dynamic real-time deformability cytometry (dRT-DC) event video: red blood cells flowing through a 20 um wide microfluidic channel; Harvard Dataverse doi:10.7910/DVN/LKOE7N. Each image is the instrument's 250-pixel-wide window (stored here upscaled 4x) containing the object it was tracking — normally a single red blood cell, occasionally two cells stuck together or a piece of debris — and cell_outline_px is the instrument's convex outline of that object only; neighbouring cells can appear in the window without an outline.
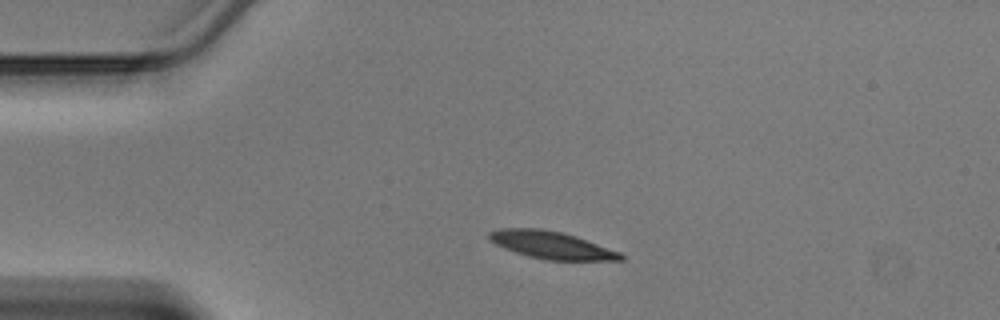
{"species": "Egyptian fruit bat (a non-hibernating species)", "species_latin": "Rousettus aegyptiacus", "temperature_condition": "warm", "stored_images_in_passage": 37, "camera_frame_rate_fps": 3000, "um_per_image_px": 0.085, "animal": {"sex": "male"}, "frame": {"image": 1, "passage_image": 1, "time_ms": 0.0, "image_size_px": [1000, 320], "cell_outline_px": [[624, 260], [548, 260], [528, 256], [504, 248], [488, 240], [488, 232], [500, 228], [540, 228], [560, 232], [576, 236], [620, 252], [624, 256]], "centroid_in_image_um": [46.84, 20.82], "position_along_channel_um": 38.2, "area_um2": 20.92}}
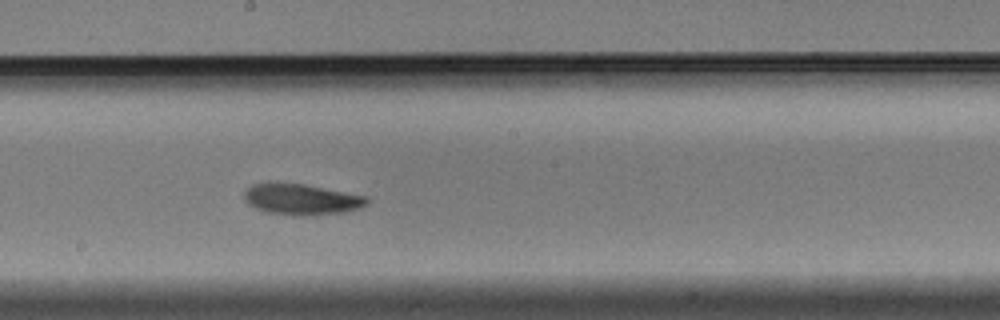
{"frame": {"image": 2, "passage_image": 16, "time_ms": 5.0, "image_size_px": [1000, 320], "cell_outline_px": [[368, 204], [360, 208], [348, 212], [308, 216], [296, 216], [268, 212], [256, 208], [248, 204], [244, 200], [244, 192], [252, 184], [268, 180], [272, 180], [304, 184], [368, 196]], "centroid_in_image_um": [25.6, 16.92], "position_along_channel_um": 222.6, "area_um2": 22.89}}
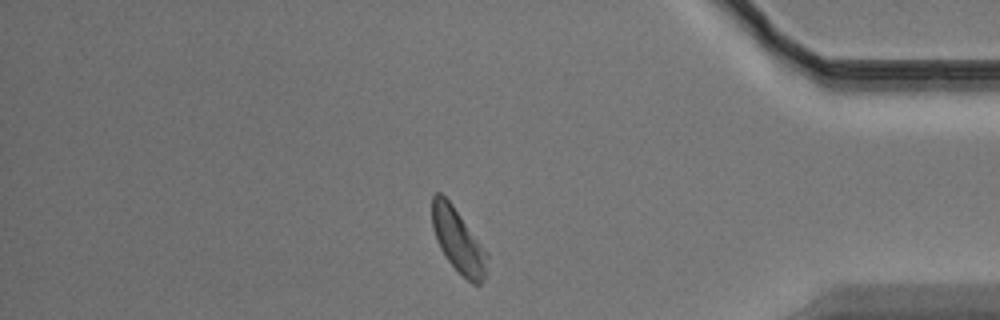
{"frame": {"image": 3, "passage_image": 30, "time_ms": 9.667, "image_size_px": [1000, 320], "cell_outline_px": [[488, 256], [484, 280], [480, 284], [472, 284], [448, 260], [440, 248], [436, 240], [432, 228], [432, 196], [436, 192], [440, 192], [452, 204], [488, 252]], "centroid_in_image_um": [38.94, 20.44], "position_along_channel_um": 396.3, "area_um2": 20.35}}